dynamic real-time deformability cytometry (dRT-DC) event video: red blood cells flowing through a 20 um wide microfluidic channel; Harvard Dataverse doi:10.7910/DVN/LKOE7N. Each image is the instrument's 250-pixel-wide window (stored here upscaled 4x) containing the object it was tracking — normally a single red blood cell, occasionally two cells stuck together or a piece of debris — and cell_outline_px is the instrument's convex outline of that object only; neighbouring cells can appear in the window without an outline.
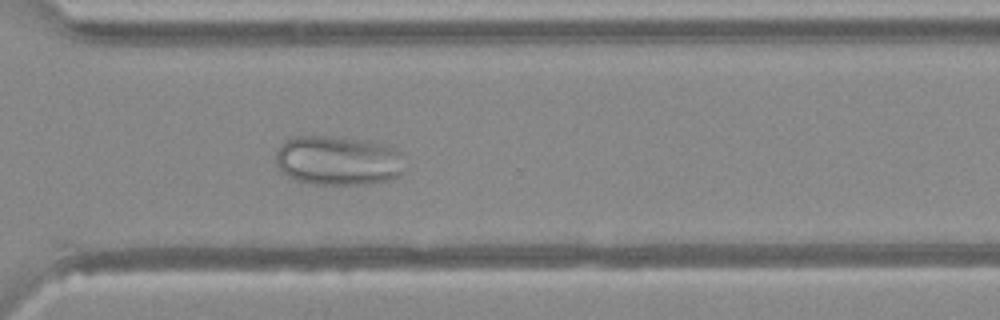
{"species": "Egyptian fruit bat (a non-hibernating species)", "species_latin": "Rousettus aegyptiacus", "temperature_condition": "warm", "stored_images_in_passage": 39, "segment_of_instrument_passage": [1, 2], "camera_frame_rate_fps": 3000, "um_per_image_px": 0.085, "animal": {"sex": "female"}, "frame": {"image": 1, "passage_image": 25, "time_ms": 8.0, "image_size_px": [1000, 320], "cell_outline_px": [[400, 176], [388, 180], [368, 184], [312, 184], [296, 180], [288, 176], [276, 164], [276, 152], [280, 144], [296, 136], [332, 136], [380, 144], [392, 148], [396, 152], [400, 172]], "centroid_in_image_um": [28.61, 13.66], "position_along_channel_um": 342.0, "area_um2": 36.18}}
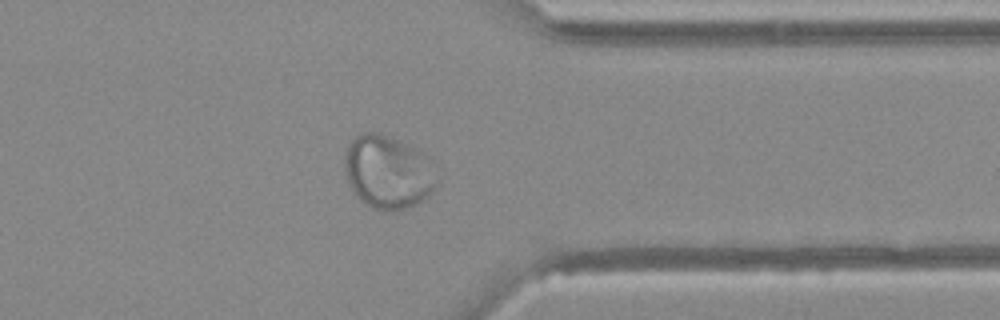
{"frame": {"image": 2, "passage_image": 28, "time_ms": 9.0, "image_size_px": [1000, 320], "cell_outline_px": [[436, 188], [428, 196], [404, 208], [388, 212], [372, 208], [364, 204], [352, 192], [348, 184], [344, 172], [344, 156], [348, 144], [360, 132], [380, 132], [420, 152], [436, 184]], "centroid_in_image_um": [32.83, 14.65], "position_along_channel_um": 378.6, "area_um2": 38.49}}
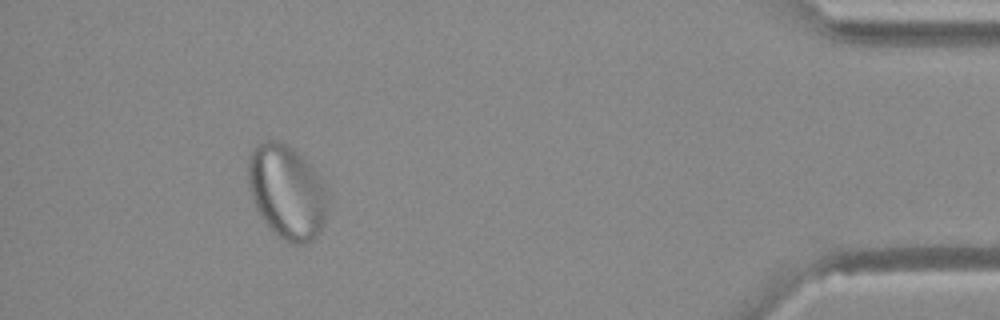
{"frame": {"image": 3, "passage_image": 34, "time_ms": 11.0, "image_size_px": [1000, 320], "cell_outline_px": [[328, 204], [324, 224], [320, 232], [312, 240], [304, 244], [292, 244], [280, 240], [272, 232], [260, 216], [256, 208], [248, 184], [248, 160], [256, 144], [260, 140], [276, 140], [284, 144], [300, 156], [304, 160], [320, 184]], "centroid_in_image_um": [24.32, 16.38], "position_along_channel_um": 410.9, "area_um2": 42.77}}